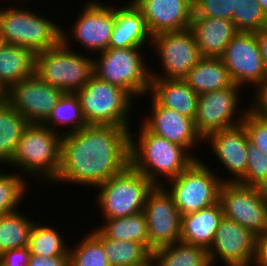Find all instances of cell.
Listing matches in <instances>:
<instances>
[{
  "mask_svg": "<svg viewBox=\"0 0 267 266\" xmlns=\"http://www.w3.org/2000/svg\"><path fill=\"white\" fill-rule=\"evenodd\" d=\"M128 128L87 125L61 139V166L56 182L96 188L130 164Z\"/></svg>",
  "mask_w": 267,
  "mask_h": 266,
  "instance_id": "obj_1",
  "label": "cell"
},
{
  "mask_svg": "<svg viewBox=\"0 0 267 266\" xmlns=\"http://www.w3.org/2000/svg\"><path fill=\"white\" fill-rule=\"evenodd\" d=\"M135 136L130 134V164L154 185L177 177L198 156L185 147L151 133L142 123ZM161 178V179H160Z\"/></svg>",
  "mask_w": 267,
  "mask_h": 266,
  "instance_id": "obj_2",
  "label": "cell"
},
{
  "mask_svg": "<svg viewBox=\"0 0 267 266\" xmlns=\"http://www.w3.org/2000/svg\"><path fill=\"white\" fill-rule=\"evenodd\" d=\"M61 139L62 134L46 125L29 123L7 165H13L12 168L32 175V178L37 176L39 181L53 183L61 166Z\"/></svg>",
  "mask_w": 267,
  "mask_h": 266,
  "instance_id": "obj_3",
  "label": "cell"
},
{
  "mask_svg": "<svg viewBox=\"0 0 267 266\" xmlns=\"http://www.w3.org/2000/svg\"><path fill=\"white\" fill-rule=\"evenodd\" d=\"M143 48H108L95 54L97 59H93L94 75L100 80L121 87L134 99L149 97L146 95L149 94L151 85L150 67H153L146 63L147 58L141 53Z\"/></svg>",
  "mask_w": 267,
  "mask_h": 266,
  "instance_id": "obj_4",
  "label": "cell"
},
{
  "mask_svg": "<svg viewBox=\"0 0 267 266\" xmlns=\"http://www.w3.org/2000/svg\"><path fill=\"white\" fill-rule=\"evenodd\" d=\"M35 12L30 7L20 5L1 7L0 24L4 43L27 48L35 54L56 48L61 43L63 27Z\"/></svg>",
  "mask_w": 267,
  "mask_h": 266,
  "instance_id": "obj_5",
  "label": "cell"
},
{
  "mask_svg": "<svg viewBox=\"0 0 267 266\" xmlns=\"http://www.w3.org/2000/svg\"><path fill=\"white\" fill-rule=\"evenodd\" d=\"M75 93L88 125H115L131 130L130 111L134 98L126 90L93 75Z\"/></svg>",
  "mask_w": 267,
  "mask_h": 266,
  "instance_id": "obj_6",
  "label": "cell"
},
{
  "mask_svg": "<svg viewBox=\"0 0 267 266\" xmlns=\"http://www.w3.org/2000/svg\"><path fill=\"white\" fill-rule=\"evenodd\" d=\"M155 185L131 164L123 171L98 185L97 207L101 219L127 217L142 212L148 193Z\"/></svg>",
  "mask_w": 267,
  "mask_h": 266,
  "instance_id": "obj_7",
  "label": "cell"
},
{
  "mask_svg": "<svg viewBox=\"0 0 267 266\" xmlns=\"http://www.w3.org/2000/svg\"><path fill=\"white\" fill-rule=\"evenodd\" d=\"M197 158L177 177L163 183L172 196L180 215L197 212L219 202V192L223 183L220 173L214 172L208 164ZM167 184V185H166ZM170 185V187H165Z\"/></svg>",
  "mask_w": 267,
  "mask_h": 266,
  "instance_id": "obj_8",
  "label": "cell"
},
{
  "mask_svg": "<svg viewBox=\"0 0 267 266\" xmlns=\"http://www.w3.org/2000/svg\"><path fill=\"white\" fill-rule=\"evenodd\" d=\"M93 59L91 54L76 52L60 43L56 48L36 54L35 75L64 93H75L94 75Z\"/></svg>",
  "mask_w": 267,
  "mask_h": 266,
  "instance_id": "obj_9",
  "label": "cell"
},
{
  "mask_svg": "<svg viewBox=\"0 0 267 266\" xmlns=\"http://www.w3.org/2000/svg\"><path fill=\"white\" fill-rule=\"evenodd\" d=\"M241 90L242 87L233 84L224 89L198 95L194 124L203 140L214 132L231 129L242 124L250 105L243 107L244 109H241V111L238 108V105L242 103L241 100H243L240 97Z\"/></svg>",
  "mask_w": 267,
  "mask_h": 266,
  "instance_id": "obj_10",
  "label": "cell"
},
{
  "mask_svg": "<svg viewBox=\"0 0 267 266\" xmlns=\"http://www.w3.org/2000/svg\"><path fill=\"white\" fill-rule=\"evenodd\" d=\"M86 2L81 9V14L79 13L76 21L67 29H70V33L64 31L65 27L61 29V43L71 49V41L74 40L81 44L84 52L86 49L87 52L98 54L109 47L115 24V5H105L98 0Z\"/></svg>",
  "mask_w": 267,
  "mask_h": 266,
  "instance_id": "obj_11",
  "label": "cell"
},
{
  "mask_svg": "<svg viewBox=\"0 0 267 266\" xmlns=\"http://www.w3.org/2000/svg\"><path fill=\"white\" fill-rule=\"evenodd\" d=\"M223 216L258 236L267 229L265 189L240 183L223 182L219 192Z\"/></svg>",
  "mask_w": 267,
  "mask_h": 266,
  "instance_id": "obj_12",
  "label": "cell"
},
{
  "mask_svg": "<svg viewBox=\"0 0 267 266\" xmlns=\"http://www.w3.org/2000/svg\"><path fill=\"white\" fill-rule=\"evenodd\" d=\"M151 44L163 69L161 74L151 69L152 78L183 79L202 58L189 28L153 35Z\"/></svg>",
  "mask_w": 267,
  "mask_h": 266,
  "instance_id": "obj_13",
  "label": "cell"
},
{
  "mask_svg": "<svg viewBox=\"0 0 267 266\" xmlns=\"http://www.w3.org/2000/svg\"><path fill=\"white\" fill-rule=\"evenodd\" d=\"M229 75L240 87L254 91L267 81L259 45L254 32H238L221 56ZM253 85V86H252Z\"/></svg>",
  "mask_w": 267,
  "mask_h": 266,
  "instance_id": "obj_14",
  "label": "cell"
},
{
  "mask_svg": "<svg viewBox=\"0 0 267 266\" xmlns=\"http://www.w3.org/2000/svg\"><path fill=\"white\" fill-rule=\"evenodd\" d=\"M143 213L146 217L151 252L180 241L182 216L163 185H155L148 193Z\"/></svg>",
  "mask_w": 267,
  "mask_h": 266,
  "instance_id": "obj_15",
  "label": "cell"
},
{
  "mask_svg": "<svg viewBox=\"0 0 267 266\" xmlns=\"http://www.w3.org/2000/svg\"><path fill=\"white\" fill-rule=\"evenodd\" d=\"M256 242L257 236L250 230L223 217L207 250L211 266H216L218 259L225 266H253Z\"/></svg>",
  "mask_w": 267,
  "mask_h": 266,
  "instance_id": "obj_16",
  "label": "cell"
},
{
  "mask_svg": "<svg viewBox=\"0 0 267 266\" xmlns=\"http://www.w3.org/2000/svg\"><path fill=\"white\" fill-rule=\"evenodd\" d=\"M63 93L34 74L8 88L7 103L28 123L43 124Z\"/></svg>",
  "mask_w": 267,
  "mask_h": 266,
  "instance_id": "obj_17",
  "label": "cell"
},
{
  "mask_svg": "<svg viewBox=\"0 0 267 266\" xmlns=\"http://www.w3.org/2000/svg\"><path fill=\"white\" fill-rule=\"evenodd\" d=\"M151 113L141 122L151 133L185 147L191 154L204 141L198 134L194 120L179 112L160 106L152 97ZM200 142V144H199ZM198 144V145H197Z\"/></svg>",
  "mask_w": 267,
  "mask_h": 266,
  "instance_id": "obj_18",
  "label": "cell"
},
{
  "mask_svg": "<svg viewBox=\"0 0 267 266\" xmlns=\"http://www.w3.org/2000/svg\"><path fill=\"white\" fill-rule=\"evenodd\" d=\"M203 141L212 148L214 154L226 169L233 176L232 178L224 175L223 182H239L246 173L247 169V145L249 137L246 129L241 124L231 129H225L208 135ZM211 146V147H210ZM225 176L228 177L225 179Z\"/></svg>",
  "mask_w": 267,
  "mask_h": 266,
  "instance_id": "obj_19",
  "label": "cell"
},
{
  "mask_svg": "<svg viewBox=\"0 0 267 266\" xmlns=\"http://www.w3.org/2000/svg\"><path fill=\"white\" fill-rule=\"evenodd\" d=\"M141 10L149 33L153 36L166 31L190 27L194 13L193 0H132Z\"/></svg>",
  "mask_w": 267,
  "mask_h": 266,
  "instance_id": "obj_20",
  "label": "cell"
},
{
  "mask_svg": "<svg viewBox=\"0 0 267 266\" xmlns=\"http://www.w3.org/2000/svg\"><path fill=\"white\" fill-rule=\"evenodd\" d=\"M151 40L143 14L132 0L121 7L115 6V24L108 48L145 47L151 45Z\"/></svg>",
  "mask_w": 267,
  "mask_h": 266,
  "instance_id": "obj_21",
  "label": "cell"
},
{
  "mask_svg": "<svg viewBox=\"0 0 267 266\" xmlns=\"http://www.w3.org/2000/svg\"><path fill=\"white\" fill-rule=\"evenodd\" d=\"M189 29L202 57H221L239 32L232 21L218 17H192Z\"/></svg>",
  "mask_w": 267,
  "mask_h": 266,
  "instance_id": "obj_22",
  "label": "cell"
},
{
  "mask_svg": "<svg viewBox=\"0 0 267 266\" xmlns=\"http://www.w3.org/2000/svg\"><path fill=\"white\" fill-rule=\"evenodd\" d=\"M148 95L160 106L195 120L198 94L183 79L151 78Z\"/></svg>",
  "mask_w": 267,
  "mask_h": 266,
  "instance_id": "obj_23",
  "label": "cell"
},
{
  "mask_svg": "<svg viewBox=\"0 0 267 266\" xmlns=\"http://www.w3.org/2000/svg\"><path fill=\"white\" fill-rule=\"evenodd\" d=\"M223 217L220 202L182 216L180 241L208 250Z\"/></svg>",
  "mask_w": 267,
  "mask_h": 266,
  "instance_id": "obj_24",
  "label": "cell"
},
{
  "mask_svg": "<svg viewBox=\"0 0 267 266\" xmlns=\"http://www.w3.org/2000/svg\"><path fill=\"white\" fill-rule=\"evenodd\" d=\"M183 80L198 95L234 84L221 57H202Z\"/></svg>",
  "mask_w": 267,
  "mask_h": 266,
  "instance_id": "obj_25",
  "label": "cell"
},
{
  "mask_svg": "<svg viewBox=\"0 0 267 266\" xmlns=\"http://www.w3.org/2000/svg\"><path fill=\"white\" fill-rule=\"evenodd\" d=\"M36 54L24 47L0 45V81L9 88L35 74Z\"/></svg>",
  "mask_w": 267,
  "mask_h": 266,
  "instance_id": "obj_26",
  "label": "cell"
},
{
  "mask_svg": "<svg viewBox=\"0 0 267 266\" xmlns=\"http://www.w3.org/2000/svg\"><path fill=\"white\" fill-rule=\"evenodd\" d=\"M92 230L102 242L110 266H151V251L144 244L110 239L97 227Z\"/></svg>",
  "mask_w": 267,
  "mask_h": 266,
  "instance_id": "obj_27",
  "label": "cell"
},
{
  "mask_svg": "<svg viewBox=\"0 0 267 266\" xmlns=\"http://www.w3.org/2000/svg\"><path fill=\"white\" fill-rule=\"evenodd\" d=\"M151 266H211L206 249L179 241L151 252Z\"/></svg>",
  "mask_w": 267,
  "mask_h": 266,
  "instance_id": "obj_28",
  "label": "cell"
},
{
  "mask_svg": "<svg viewBox=\"0 0 267 266\" xmlns=\"http://www.w3.org/2000/svg\"><path fill=\"white\" fill-rule=\"evenodd\" d=\"M43 124L62 135L73 133L86 127L88 124L83 117L80 101L76 93H63ZM63 126L66 129L68 127L69 130H66L68 132L60 131L61 128H64Z\"/></svg>",
  "mask_w": 267,
  "mask_h": 266,
  "instance_id": "obj_29",
  "label": "cell"
},
{
  "mask_svg": "<svg viewBox=\"0 0 267 266\" xmlns=\"http://www.w3.org/2000/svg\"><path fill=\"white\" fill-rule=\"evenodd\" d=\"M28 124L7 102L0 104V167L11 161Z\"/></svg>",
  "mask_w": 267,
  "mask_h": 266,
  "instance_id": "obj_30",
  "label": "cell"
},
{
  "mask_svg": "<svg viewBox=\"0 0 267 266\" xmlns=\"http://www.w3.org/2000/svg\"><path fill=\"white\" fill-rule=\"evenodd\" d=\"M97 228L113 240H129L144 244L149 249L148 229L145 214L139 212L127 217L104 219Z\"/></svg>",
  "mask_w": 267,
  "mask_h": 266,
  "instance_id": "obj_31",
  "label": "cell"
},
{
  "mask_svg": "<svg viewBox=\"0 0 267 266\" xmlns=\"http://www.w3.org/2000/svg\"><path fill=\"white\" fill-rule=\"evenodd\" d=\"M28 217L19 210L0 216V254L28 246L30 232L35 224Z\"/></svg>",
  "mask_w": 267,
  "mask_h": 266,
  "instance_id": "obj_32",
  "label": "cell"
},
{
  "mask_svg": "<svg viewBox=\"0 0 267 266\" xmlns=\"http://www.w3.org/2000/svg\"><path fill=\"white\" fill-rule=\"evenodd\" d=\"M56 229L58 228L35 221L28 241L30 253L47 257L69 256L71 247L64 242L63 235Z\"/></svg>",
  "mask_w": 267,
  "mask_h": 266,
  "instance_id": "obj_33",
  "label": "cell"
},
{
  "mask_svg": "<svg viewBox=\"0 0 267 266\" xmlns=\"http://www.w3.org/2000/svg\"><path fill=\"white\" fill-rule=\"evenodd\" d=\"M3 168H0V216L20 210L19 204L24 201L29 189L27 185H30L24 179V173L15 171L9 174Z\"/></svg>",
  "mask_w": 267,
  "mask_h": 266,
  "instance_id": "obj_34",
  "label": "cell"
},
{
  "mask_svg": "<svg viewBox=\"0 0 267 266\" xmlns=\"http://www.w3.org/2000/svg\"><path fill=\"white\" fill-rule=\"evenodd\" d=\"M88 233L69 249L70 266H110L102 242Z\"/></svg>",
  "mask_w": 267,
  "mask_h": 266,
  "instance_id": "obj_35",
  "label": "cell"
},
{
  "mask_svg": "<svg viewBox=\"0 0 267 266\" xmlns=\"http://www.w3.org/2000/svg\"><path fill=\"white\" fill-rule=\"evenodd\" d=\"M232 22L239 32H256L267 27V17L258 0H235Z\"/></svg>",
  "mask_w": 267,
  "mask_h": 266,
  "instance_id": "obj_36",
  "label": "cell"
},
{
  "mask_svg": "<svg viewBox=\"0 0 267 266\" xmlns=\"http://www.w3.org/2000/svg\"><path fill=\"white\" fill-rule=\"evenodd\" d=\"M247 160L245 176L238 183L265 189L267 187V156L250 141L247 145Z\"/></svg>",
  "mask_w": 267,
  "mask_h": 266,
  "instance_id": "obj_37",
  "label": "cell"
},
{
  "mask_svg": "<svg viewBox=\"0 0 267 266\" xmlns=\"http://www.w3.org/2000/svg\"><path fill=\"white\" fill-rule=\"evenodd\" d=\"M242 125L246 129L249 141L267 156V118L259 116L249 107Z\"/></svg>",
  "mask_w": 267,
  "mask_h": 266,
  "instance_id": "obj_38",
  "label": "cell"
},
{
  "mask_svg": "<svg viewBox=\"0 0 267 266\" xmlns=\"http://www.w3.org/2000/svg\"><path fill=\"white\" fill-rule=\"evenodd\" d=\"M235 0H193L192 17L224 18L232 21Z\"/></svg>",
  "mask_w": 267,
  "mask_h": 266,
  "instance_id": "obj_39",
  "label": "cell"
},
{
  "mask_svg": "<svg viewBox=\"0 0 267 266\" xmlns=\"http://www.w3.org/2000/svg\"><path fill=\"white\" fill-rule=\"evenodd\" d=\"M30 254L28 246L3 251L0 266H28Z\"/></svg>",
  "mask_w": 267,
  "mask_h": 266,
  "instance_id": "obj_40",
  "label": "cell"
},
{
  "mask_svg": "<svg viewBox=\"0 0 267 266\" xmlns=\"http://www.w3.org/2000/svg\"><path fill=\"white\" fill-rule=\"evenodd\" d=\"M28 266H70L69 256H40L30 254Z\"/></svg>",
  "mask_w": 267,
  "mask_h": 266,
  "instance_id": "obj_41",
  "label": "cell"
},
{
  "mask_svg": "<svg viewBox=\"0 0 267 266\" xmlns=\"http://www.w3.org/2000/svg\"><path fill=\"white\" fill-rule=\"evenodd\" d=\"M255 93V94H254ZM250 108L259 116L267 118V81L254 91Z\"/></svg>",
  "mask_w": 267,
  "mask_h": 266,
  "instance_id": "obj_42",
  "label": "cell"
},
{
  "mask_svg": "<svg viewBox=\"0 0 267 266\" xmlns=\"http://www.w3.org/2000/svg\"><path fill=\"white\" fill-rule=\"evenodd\" d=\"M259 45V50L261 53V58L263 62V67L267 76V27L254 32Z\"/></svg>",
  "mask_w": 267,
  "mask_h": 266,
  "instance_id": "obj_43",
  "label": "cell"
},
{
  "mask_svg": "<svg viewBox=\"0 0 267 266\" xmlns=\"http://www.w3.org/2000/svg\"><path fill=\"white\" fill-rule=\"evenodd\" d=\"M254 266H267V250H256Z\"/></svg>",
  "mask_w": 267,
  "mask_h": 266,
  "instance_id": "obj_44",
  "label": "cell"
},
{
  "mask_svg": "<svg viewBox=\"0 0 267 266\" xmlns=\"http://www.w3.org/2000/svg\"><path fill=\"white\" fill-rule=\"evenodd\" d=\"M256 250H267V229L257 236Z\"/></svg>",
  "mask_w": 267,
  "mask_h": 266,
  "instance_id": "obj_45",
  "label": "cell"
},
{
  "mask_svg": "<svg viewBox=\"0 0 267 266\" xmlns=\"http://www.w3.org/2000/svg\"><path fill=\"white\" fill-rule=\"evenodd\" d=\"M8 101V88L0 81V104Z\"/></svg>",
  "mask_w": 267,
  "mask_h": 266,
  "instance_id": "obj_46",
  "label": "cell"
},
{
  "mask_svg": "<svg viewBox=\"0 0 267 266\" xmlns=\"http://www.w3.org/2000/svg\"><path fill=\"white\" fill-rule=\"evenodd\" d=\"M260 2L261 9L267 17V0H258Z\"/></svg>",
  "mask_w": 267,
  "mask_h": 266,
  "instance_id": "obj_47",
  "label": "cell"
},
{
  "mask_svg": "<svg viewBox=\"0 0 267 266\" xmlns=\"http://www.w3.org/2000/svg\"><path fill=\"white\" fill-rule=\"evenodd\" d=\"M4 42L2 37V30H1V24H0V45Z\"/></svg>",
  "mask_w": 267,
  "mask_h": 266,
  "instance_id": "obj_48",
  "label": "cell"
}]
</instances>
